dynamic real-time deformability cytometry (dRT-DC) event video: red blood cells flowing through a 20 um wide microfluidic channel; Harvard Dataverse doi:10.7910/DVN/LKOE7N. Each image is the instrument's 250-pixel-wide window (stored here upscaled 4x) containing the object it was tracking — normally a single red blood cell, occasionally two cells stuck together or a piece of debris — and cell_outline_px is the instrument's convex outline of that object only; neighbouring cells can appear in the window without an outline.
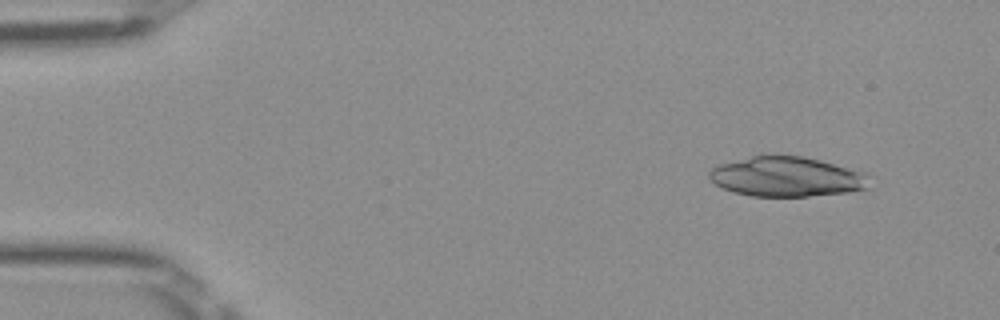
{"species": "Egyptian fruit bat (a non-hibernating species)", "species_latin": "Rousettus aegyptiacus", "temperature_condition": "room temperature", "stored_images_in_passage": 50, "camera_frame_rate_fps": 3000, "um_per_image_px": 0.085, "frame": {"image": 1, "passage_image": 5, "time_ms": 1.333, "image_size_px": [1000, 320], "cell_outline_px": [[868, 188], [848, 192], [808, 196], [752, 196], [732, 192], [716, 184], [708, 176], [708, 172], [712, 168], [720, 164], [760, 152], [772, 152], [804, 156], [868, 172]], "centroid_in_image_um": [66.85, 14.97], "position_along_channel_um": 18.1, "area_um2": 38.21}}